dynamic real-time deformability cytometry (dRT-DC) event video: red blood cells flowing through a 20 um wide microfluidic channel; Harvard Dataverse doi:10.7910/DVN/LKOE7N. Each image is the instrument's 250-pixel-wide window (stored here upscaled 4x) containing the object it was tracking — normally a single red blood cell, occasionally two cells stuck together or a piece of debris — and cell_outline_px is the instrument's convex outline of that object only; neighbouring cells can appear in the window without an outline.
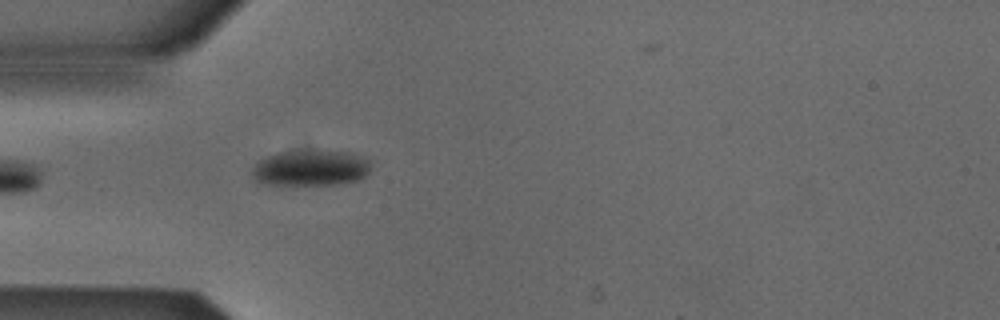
{"species": "Egyptian fruit bat (a non-hibernating species)", "species_latin": "Rousettus aegyptiacus", "temperature_condition": "cold", "stored_images_in_passage": 5, "camera_frame_rate_fps": 3000, "um_per_image_px": 0.085, "animal": {"sex": "male"}, "frame": {"image": 1, "passage_image": 5, "time_ms": 1.333, "image_size_px": [1000, 320], "cell_outline_px": [[368, 172], [364, 176], [356, 180], [332, 184], [264, 184], [256, 180], [252, 176], [252, 168], [260, 160], [276, 152], [352, 152], [368, 160]], "centroid_in_image_um": [26.36, 14.29], "position_along_channel_um": 58.6, "area_um2": 23.93}}